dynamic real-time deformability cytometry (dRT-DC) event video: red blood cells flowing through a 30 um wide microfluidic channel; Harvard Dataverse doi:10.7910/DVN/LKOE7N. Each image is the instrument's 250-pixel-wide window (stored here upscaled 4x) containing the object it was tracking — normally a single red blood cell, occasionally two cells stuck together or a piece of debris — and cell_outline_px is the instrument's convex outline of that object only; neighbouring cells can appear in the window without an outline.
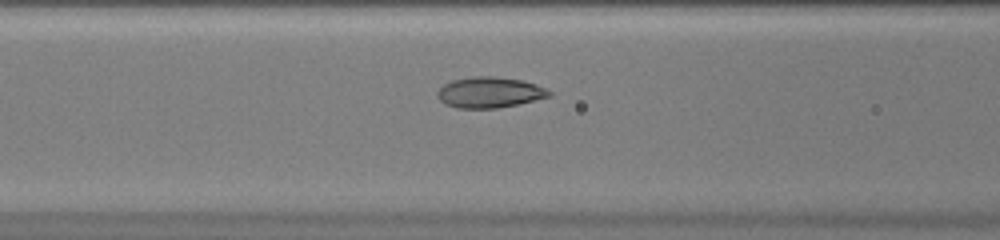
{"species": "common noctule bat (a hibernating species)", "species_latin": "Nyctalus noctula", "temperature_condition": "warm", "stored_images_in_passage": 42, "camera_frame_rate_fps": 3000, "um_per_image_px": 0.085, "animal": {"sex": "female", "body_mass_g": 20.0, "forearm_length_mm": 54.0}, "frame": {"image": 1, "passage_image": 15, "time_ms": 4.667, "image_size_px": [1000, 240], "cell_outline_px": [[552, 96], [516, 104], [496, 108], [456, 108], [444, 104], [436, 96], [436, 92], [444, 84], [452, 80], [472, 76], [492, 76], [524, 80], [536, 84], [552, 92]], "centroid_in_image_um": [41.59, 7.85], "position_along_channel_um": 125.0, "area_um2": 20.11}}
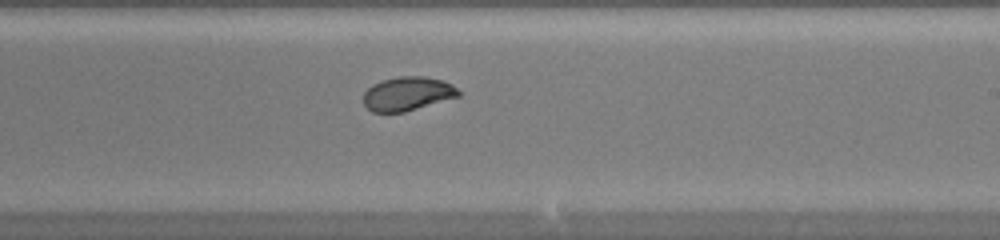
{"frame": {"image": 2, "passage_image": 24, "time_ms": 7.667, "image_size_px": [1000, 240], "cell_outline_px": [[460, 96], [404, 112], [372, 112], [364, 104], [364, 92], [372, 84], [380, 80], [400, 76], [424, 76], [444, 80], [452, 84], [460, 92]], "centroid_in_image_um": [34.64, 7.95], "position_along_channel_um": 254.4, "area_um2": 18.84}}
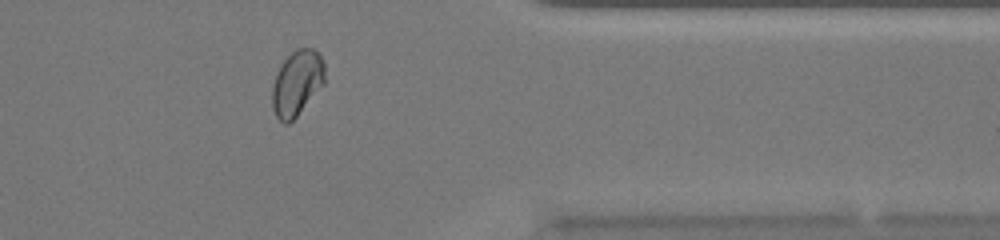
{"frame": {"image": 3, "passage_image": 34, "time_ms": 11.0, "image_size_px": [1000, 240], "cell_outline_px": [[324, 84], [296, 116], [288, 124], [284, 124], [276, 116], [272, 108], [272, 88], [276, 72], [280, 64], [296, 48], [312, 48], [320, 52], [324, 64]], "centroid_in_image_um": [25.23, 7.03], "position_along_channel_um": 386.2, "area_um2": 20.06}, "authors_computed_cell_mechanics": {"area_um2": 20.0566, "velocity_mm_per_s": 4.3261, "shape_relaxation_time_tau1_ms": 4.3447, "shape_relaxation_time_tau2_ms": null, "deformation_change_tau1": 0.1531, "deformation_change_tau2": null}}